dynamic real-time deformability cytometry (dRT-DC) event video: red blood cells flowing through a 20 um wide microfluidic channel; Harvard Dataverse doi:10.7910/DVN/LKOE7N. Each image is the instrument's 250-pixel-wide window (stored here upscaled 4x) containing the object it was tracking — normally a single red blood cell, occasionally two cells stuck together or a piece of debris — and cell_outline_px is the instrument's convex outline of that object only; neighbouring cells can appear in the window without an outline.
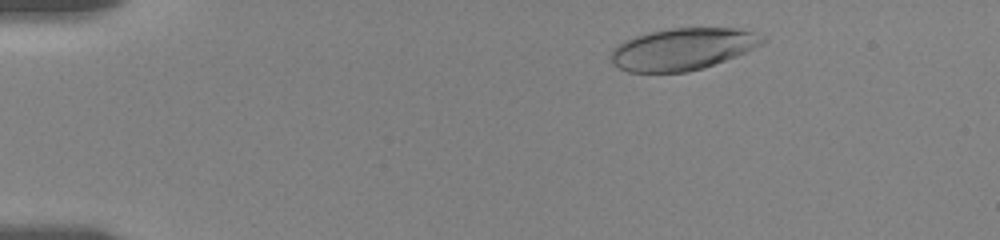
{"species": "human", "species_latin": "Homo sapiens", "temperature_condition": "room temperature", "stored_images_in_passage": 52, "camera_frame_rate_fps": 3000, "um_per_image_px": 0.085, "donor": {"sex": "female"}, "frame": {"image": 1, "passage_image": 5, "time_ms": 1.333, "image_size_px": [1000, 240], "cell_outline_px": [[768, 40], [764, 44], [736, 56], [704, 68], [688, 72], [628, 72], [620, 68], [608, 56], [612, 48], [624, 40], [648, 32], [672, 28], [736, 28], [756, 32]], "centroid_in_image_um": [58.04, 4.17], "position_along_channel_um": 27.0, "area_um2": 37.22}}
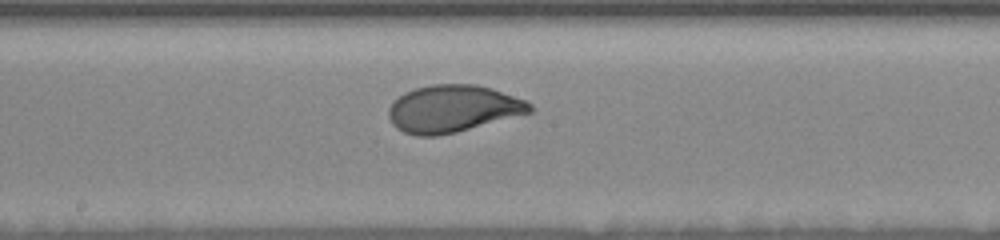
{"frame": {"image": 2, "passage_image": 27, "time_ms": 8.667, "image_size_px": [1000, 240], "cell_outline_px": [[532, 112], [456, 132], [436, 136], [416, 136], [404, 132], [396, 128], [392, 124], [388, 116], [388, 108], [392, 100], [404, 92], [416, 88], [432, 84], [476, 84], [492, 88], [528, 100], [532, 104]], "centroid_in_image_um": [38.48, 9.23], "position_along_channel_um": 209.7, "area_um2": 39.13}}
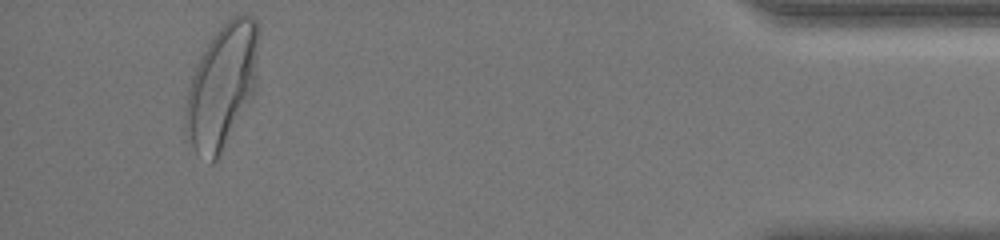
{"frame": {"image": 3, "passage_image": 49, "time_ms": 16.0, "image_size_px": [1000, 240], "cell_outline_px": [[256, 88], [252, 96], [216, 160], [212, 164], [208, 164], [196, 152], [184, 132], [184, 112], [188, 88], [192, 76], [200, 56], [212, 36], [232, 16], [240, 12], [244, 12], [252, 16], [256, 20]], "centroid_in_image_um": [18.82, 7.33], "position_along_channel_um": 416.4, "area_um2": 52.08}, "authors_computed_cell_mechanics": {"area_um2": 38.6971, "velocity_mm_per_s": 3.5926, "shape_relaxation_time_tau1_ms": 2.8756, "shape_relaxation_time_tau2_ms": null, "deformation_change_tau1": 0.183, "deformation_change_tau2": null}}